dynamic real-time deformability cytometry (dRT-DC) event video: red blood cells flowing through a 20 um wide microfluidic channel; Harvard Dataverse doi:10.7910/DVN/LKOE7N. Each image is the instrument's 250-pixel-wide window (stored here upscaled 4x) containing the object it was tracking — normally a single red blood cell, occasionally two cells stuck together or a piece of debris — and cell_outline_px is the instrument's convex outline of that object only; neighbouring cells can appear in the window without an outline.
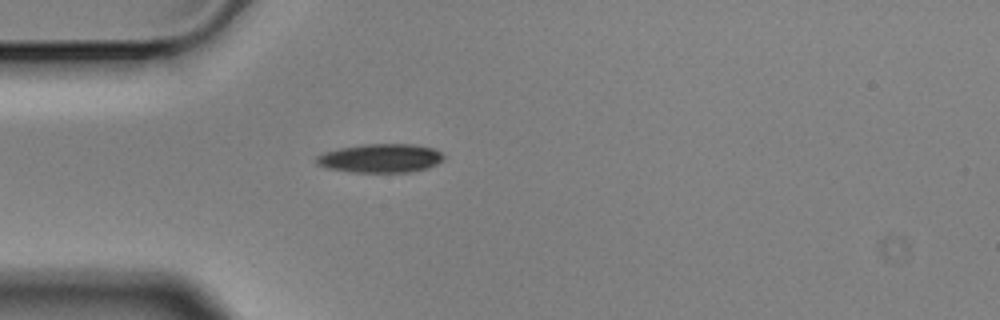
{"species": "Egyptian fruit bat (a non-hibernating species)", "species_latin": "Rousettus aegyptiacus", "temperature_condition": "cold", "stored_images_in_passage": 1, "camera_frame_rate_fps": 3000, "um_per_image_px": 0.085, "animal": {"sex": "male"}, "frame": {"image": 1, "passage_image": 1, "time_ms": 0.0, "image_size_px": [1000, 320], "cell_outline_px": [[444, 160], [428, 168], [412, 172], [352, 172], [328, 168], [316, 164], [316, 156], [324, 152], [340, 148], [364, 144], [412, 144], [432, 148], [440, 152], [444, 156]], "centroid_in_image_um": [32.35, 13.45], "position_along_channel_um": 52.7, "area_um2": 21.33}}